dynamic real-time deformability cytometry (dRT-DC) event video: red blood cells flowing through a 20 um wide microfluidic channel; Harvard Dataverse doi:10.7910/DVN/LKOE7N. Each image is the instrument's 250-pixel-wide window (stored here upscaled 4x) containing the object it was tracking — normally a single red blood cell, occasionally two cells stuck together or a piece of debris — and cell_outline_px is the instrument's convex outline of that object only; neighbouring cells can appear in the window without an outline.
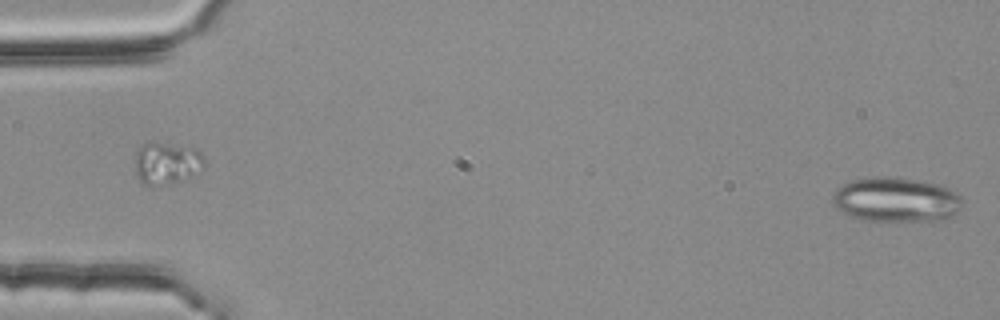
{"species": "common noctule bat (a hibernating species)", "species_latin": "Nyctalus noctula", "temperature_condition": "room temperature", "stored_images_in_passage": 2, "segment_of_instrument_passage": [2, 2], "camera_frame_rate_fps": 3000, "um_per_image_px": 0.085, "animal": {"sex": "female", "body_mass_g": 25.1}, "frame": {"image": 1, "passage_image": 2, "time_ms": 0.333, "image_size_px": [1000, 320], "cell_outline_px": [[960, 208], [952, 216], [940, 220], [860, 220], [848, 216], [836, 208], [832, 200], [832, 196], [836, 188], [852, 180], [872, 176], [896, 176], [940, 184], [956, 192], [960, 196]], "centroid_in_image_um": [76.12, 16.95], "position_along_channel_um": 8.9, "area_um2": 33.87}}